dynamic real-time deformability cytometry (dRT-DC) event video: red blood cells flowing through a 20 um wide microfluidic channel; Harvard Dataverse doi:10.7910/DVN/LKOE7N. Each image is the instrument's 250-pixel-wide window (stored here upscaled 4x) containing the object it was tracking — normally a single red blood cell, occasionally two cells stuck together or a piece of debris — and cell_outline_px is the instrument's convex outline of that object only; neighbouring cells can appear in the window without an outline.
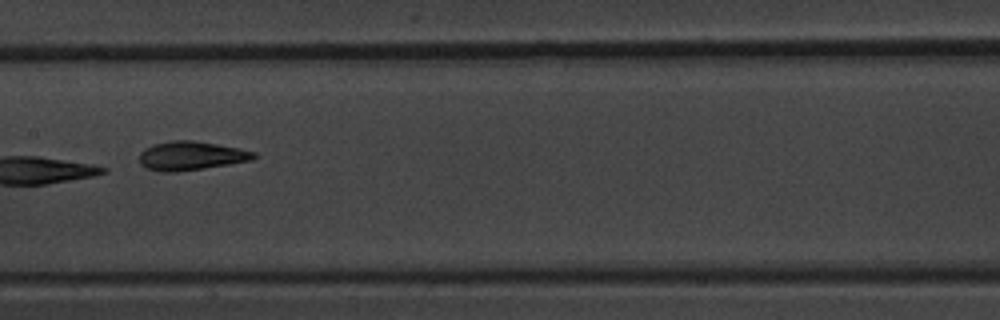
{"species": "common noctule bat (a hibernating species)", "species_latin": "Nyctalus noctula", "temperature_condition": "warm", "stored_images_in_passage": 5, "camera_frame_rate_fps": 3000, "um_per_image_px": 0.085, "animal": {"sex": "male", "body_mass_g": 20.1, "forearm_length_mm": 53.5}, "frame": {"image": 1, "passage_image": 4, "time_ms": 3.667, "image_size_px": [1000, 320], "cell_outline_px": [[260, 156], [252, 160], [204, 168], [176, 172], [160, 172], [144, 168], [140, 164], [140, 152], [144, 148], [152, 144], [172, 140], [192, 140], [216, 144], [256, 152]], "centroid_in_image_um": [16.21, 13.24], "position_along_channel_um": 191.2, "area_um2": 19.36}}